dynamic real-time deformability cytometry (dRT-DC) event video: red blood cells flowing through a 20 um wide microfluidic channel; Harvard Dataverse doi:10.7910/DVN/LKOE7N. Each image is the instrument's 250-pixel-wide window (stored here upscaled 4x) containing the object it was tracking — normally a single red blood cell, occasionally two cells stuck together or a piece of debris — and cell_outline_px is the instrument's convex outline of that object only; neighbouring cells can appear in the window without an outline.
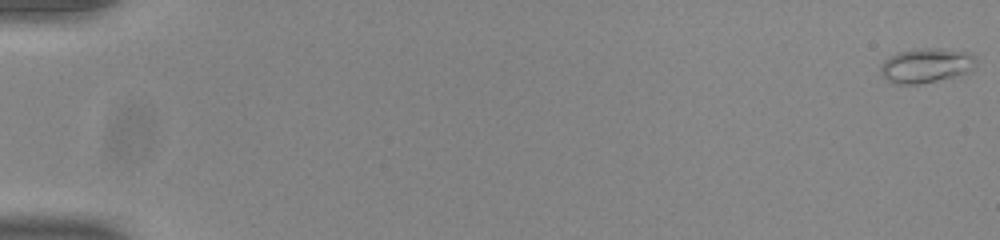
{"species": "common noctule bat (a hibernating species)", "species_latin": "Nyctalus noctula", "temperature_condition": "room temperature", "stored_images_in_passage": 55, "camera_frame_rate_fps": 3000, "um_per_image_px": 0.085, "animal": {"sex": "male", "body_mass_g": 20.0, "forearm_length_mm": 53.3}, "frame": {"image": 1, "passage_image": 1, "time_ms": 0.0, "image_size_px": [1000, 240], "cell_outline_px": [[976, 68], [972, 72], [920, 84], [896, 84], [888, 80], [880, 72], [880, 64], [888, 56], [896, 52], [916, 48], [940, 48], [972, 52], [976, 56]], "centroid_in_image_um": [78.77, 5.54], "position_along_channel_um": 6.2, "area_um2": 19.77}}
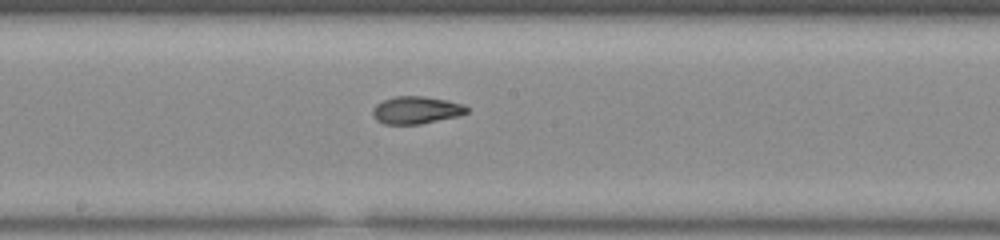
{"frame": {"image": 2, "passage_image": 31, "time_ms": 10.0, "image_size_px": [1000, 240], "cell_outline_px": [[468, 112], [460, 116], [420, 124], [384, 124], [376, 120], [372, 116], [372, 108], [376, 104], [384, 100], [396, 96], [424, 96], [464, 104], [468, 108]], "centroid_in_image_um": [35.37, 9.36], "position_along_channel_um": 212.8, "area_um2": 15.14}}
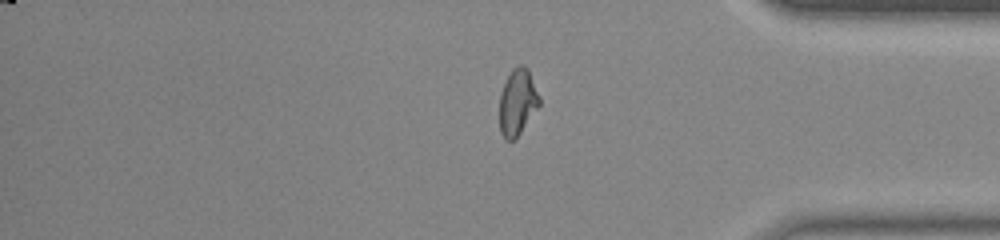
{"frame": {"image": 3, "passage_image": 46, "time_ms": 15.0, "image_size_px": [1000, 240], "cell_outline_px": [[540, 104], [520, 132], [512, 140], [504, 140], [500, 132], [500, 92], [512, 68], [520, 64], [524, 64], [528, 68], [540, 96]], "centroid_in_image_um": [43.99, 8.64], "position_along_channel_um": 391.2, "area_um2": 15.32}, "authors_computed_cell_mechanics": {"area_um2": 15.5482, "velocity_mm_per_s": 3.8914, "shape_relaxation_time_tau1_ms": null, "shape_relaxation_time_tau2_ms": 2.0592, "deformation_change_tau1": null, "deformation_change_tau2": 0.0755}}